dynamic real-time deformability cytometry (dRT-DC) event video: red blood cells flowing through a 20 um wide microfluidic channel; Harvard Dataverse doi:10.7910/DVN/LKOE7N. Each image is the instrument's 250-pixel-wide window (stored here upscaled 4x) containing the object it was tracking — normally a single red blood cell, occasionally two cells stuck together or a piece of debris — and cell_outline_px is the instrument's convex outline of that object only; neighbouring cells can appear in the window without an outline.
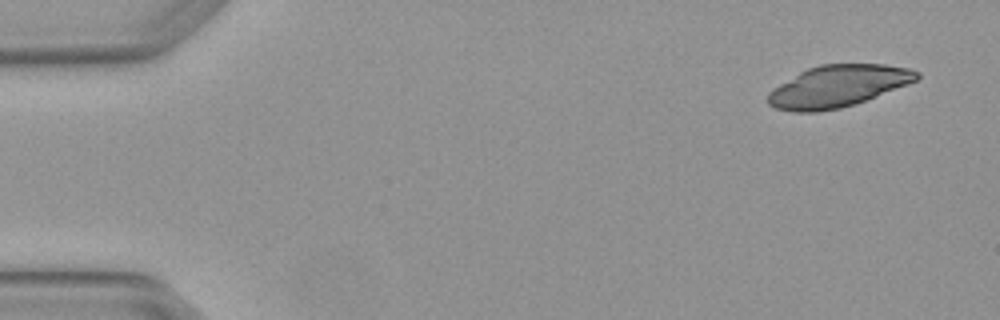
{"species": "Egyptian fruit bat (a non-hibernating species)", "species_latin": "Rousettus aegyptiacus", "temperature_condition": "warm", "stored_images_in_passage": 4, "camera_frame_rate_fps": 3000, "um_per_image_px": 0.085, "animal": {"sex": "female"}, "frame": {"image": 1, "passage_image": 1, "time_ms": 0.0, "image_size_px": [1000, 320], "cell_outline_px": [[920, 76], [916, 80], [908, 84], [876, 96], [840, 108], [816, 112], [792, 112], [776, 108], [768, 104], [768, 92], [772, 88], [800, 72], [808, 68], [820, 64], [884, 64], [908, 68], [920, 72]], "centroid_in_image_um": [71.2, 7.32], "position_along_channel_um": 13.8, "area_um2": 36.01}}